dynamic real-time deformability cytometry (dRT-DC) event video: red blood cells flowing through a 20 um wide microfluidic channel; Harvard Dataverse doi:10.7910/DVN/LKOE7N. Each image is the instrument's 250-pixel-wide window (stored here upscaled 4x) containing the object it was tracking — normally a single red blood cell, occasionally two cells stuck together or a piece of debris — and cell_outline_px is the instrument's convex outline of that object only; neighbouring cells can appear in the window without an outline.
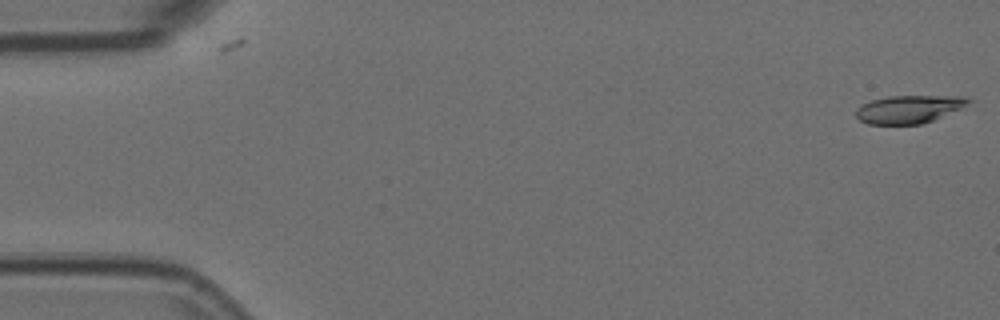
{"species": "Egyptian fruit bat (a non-hibernating species)", "species_latin": "Rousettus aegyptiacus", "temperature_condition": "room temperature", "stored_images_in_passage": 6, "camera_frame_rate_fps": 3000, "um_per_image_px": 0.085, "animal": {"sex": "female"}, "frame": {"image": 1, "passage_image": 1, "time_ms": 0.0, "image_size_px": [1000, 320], "cell_outline_px": [[972, 100], [968, 104], [960, 108], [932, 120], [920, 124], [868, 124], [860, 120], [856, 116], [856, 108], [872, 100], [888, 96], [964, 96]], "centroid_in_image_um": [77.24, 9.27], "position_along_channel_um": 7.8, "area_um2": 18.03}}
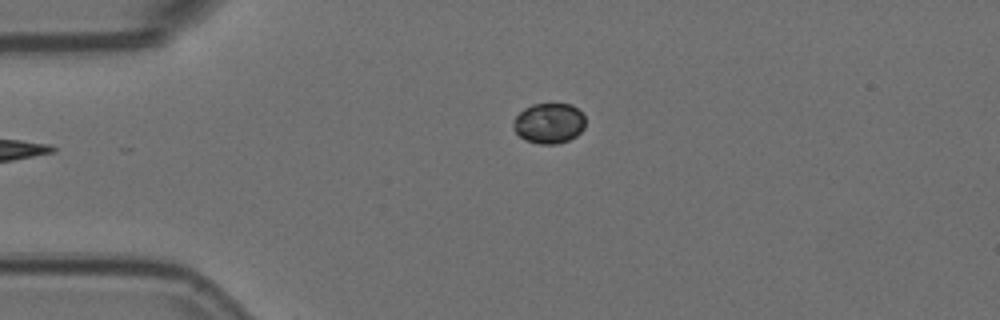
{"frame": {"image": 2, "passage_image": 6, "time_ms": 1.667, "image_size_px": [1000, 320], "cell_outline_px": [[584, 128], [576, 136], [568, 140], [556, 144], [540, 144], [524, 140], [512, 128], [512, 120], [524, 108], [532, 104], [572, 104], [584, 116]], "centroid_in_image_um": [46.63, 10.48], "position_along_channel_um": 38.4, "area_um2": 16.99}}